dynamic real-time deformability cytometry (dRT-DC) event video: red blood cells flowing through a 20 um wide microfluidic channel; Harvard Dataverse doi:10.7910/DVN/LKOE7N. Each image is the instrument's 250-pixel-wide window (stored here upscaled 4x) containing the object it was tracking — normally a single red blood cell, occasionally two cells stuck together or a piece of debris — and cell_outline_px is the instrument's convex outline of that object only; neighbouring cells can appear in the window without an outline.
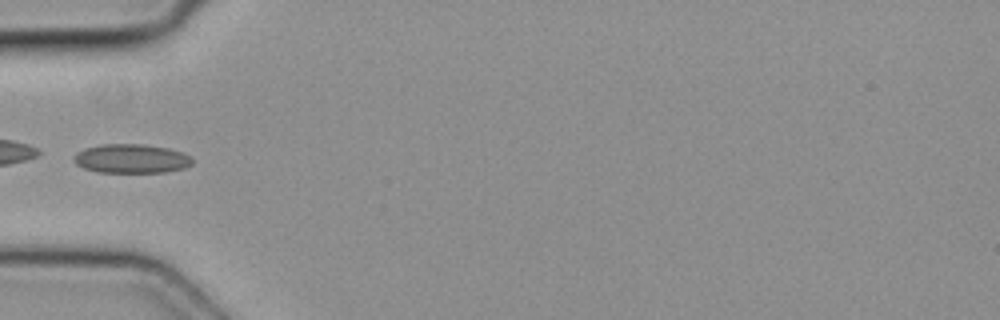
{"species": "common noctule bat (a hibernating species)", "species_latin": "Nyctalus noctula", "temperature_condition": "cold", "stored_images_in_passage": 4, "camera_frame_rate_fps": 3000, "um_per_image_px": 0.085, "animal": {"sex": "female", "body_mass_g": 19.3, "forearm_length_mm": 54.1}, "frame": {"image": 1, "passage_image": 3, "time_ms": 0.667, "image_size_px": [1000, 320], "cell_outline_px": [[192, 164], [184, 168], [164, 172], [96, 172], [84, 168], [76, 164], [72, 160], [76, 152], [84, 148], [100, 144], [144, 144], [168, 148], [184, 152], [192, 156]], "centroid_in_image_um": [11.16, 13.47], "position_along_channel_um": 73.8, "area_um2": 20.29}}
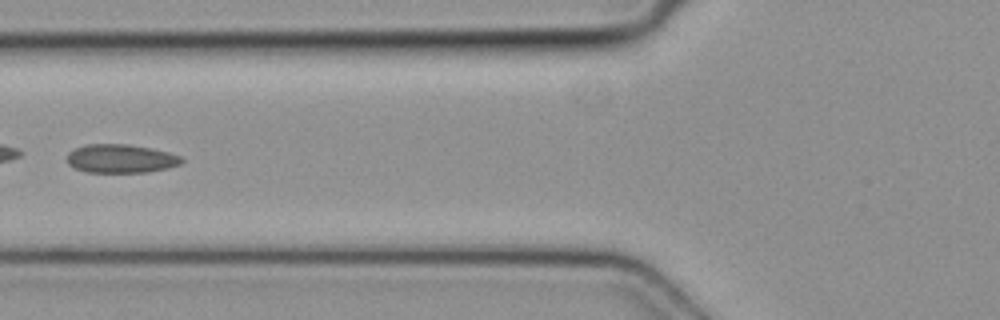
{"frame": {"image": 2, "passage_image": 4, "time_ms": 1.0, "image_size_px": [1000, 320], "cell_outline_px": [[184, 160], [180, 164], [168, 168], [148, 172], [84, 172], [68, 164], [68, 152], [76, 148], [88, 144], [128, 144], [152, 148], [168, 152], [180, 156]], "centroid_in_image_um": [10.28, 13.48], "position_along_channel_um": 115.5, "area_um2": 19.07}}